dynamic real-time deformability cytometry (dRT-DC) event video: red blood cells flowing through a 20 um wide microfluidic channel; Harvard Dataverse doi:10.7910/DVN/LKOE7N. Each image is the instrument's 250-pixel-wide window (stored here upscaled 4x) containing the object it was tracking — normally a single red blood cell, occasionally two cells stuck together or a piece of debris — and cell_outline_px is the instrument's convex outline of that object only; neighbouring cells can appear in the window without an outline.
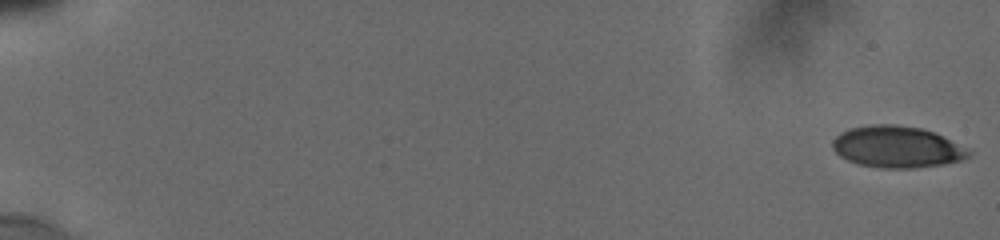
{"species": "human", "species_latin": "Homo sapiens", "temperature_condition": "cold", "stored_images_in_passage": 41, "camera_frame_rate_fps": 3000, "um_per_image_px": 0.085, "donor": {"sex": "male"}, "frame": {"image": 1, "passage_image": 1, "time_ms": 0.0, "image_size_px": [1000, 240], "cell_outline_px": [[972, 152], [964, 160], [944, 164], [912, 168], [880, 168], [860, 164], [848, 160], [840, 156], [832, 148], [832, 140], [840, 132], [848, 128], [868, 124], [896, 124], [920, 128], [936, 132]], "centroid_in_image_um": [76.22, 12.47], "position_along_channel_um": 8.8, "area_um2": 33.12}}
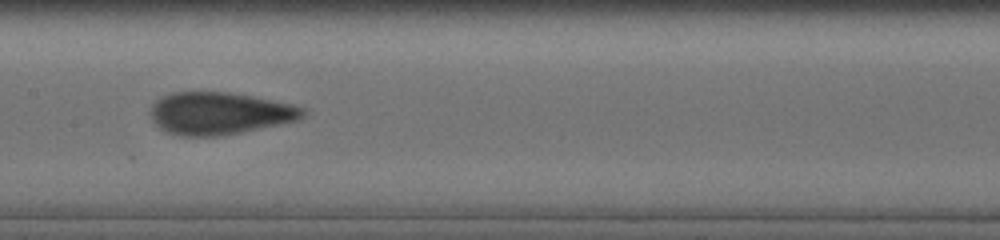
{"frame": {"image": 2, "passage_image": 33, "time_ms": 10.0, "image_size_px": [1000, 240], "cell_outline_px": [[304, 116], [296, 120], [240, 132], [220, 136], [180, 136], [168, 132], [160, 128], [152, 120], [148, 112], [152, 104], [160, 96], [172, 92], [228, 92], [292, 104], [304, 108]], "centroid_in_image_um": [18.57, 9.63], "position_along_channel_um": 188.8, "area_um2": 37.34}}
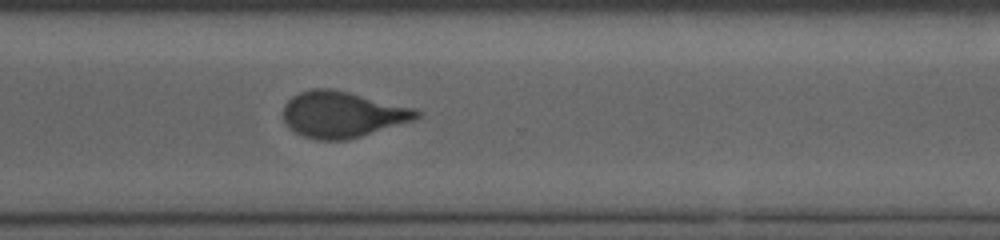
{"frame": {"image": 3, "passage_image": 41, "time_ms": 14.0, "image_size_px": [1000, 240], "cell_outline_px": [[420, 116], [412, 120], [360, 136], [344, 140], [316, 140], [304, 136], [296, 132], [284, 120], [284, 104], [292, 96], [300, 92], [312, 88], [332, 88], [412, 108], [420, 112]], "centroid_in_image_um": [29.05, 9.72], "position_along_channel_um": 341.6, "area_um2": 35.08}}